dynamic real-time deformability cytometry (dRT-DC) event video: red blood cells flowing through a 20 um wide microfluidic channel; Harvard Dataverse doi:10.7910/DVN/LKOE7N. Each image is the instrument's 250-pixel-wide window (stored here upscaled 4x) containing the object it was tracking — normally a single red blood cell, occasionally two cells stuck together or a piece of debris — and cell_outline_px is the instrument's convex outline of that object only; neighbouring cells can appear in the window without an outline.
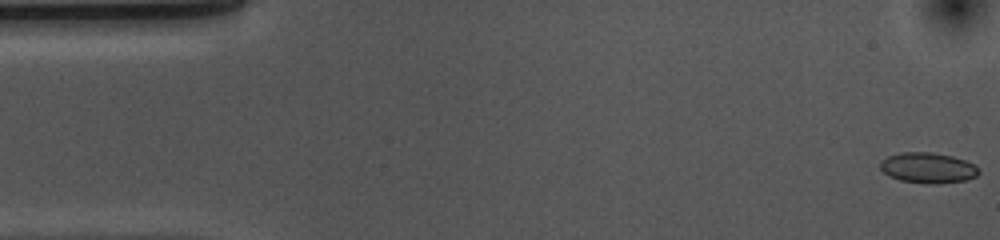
{"species": "common noctule bat (a hibernating species)", "species_latin": "Nyctalus noctula", "temperature_condition": "cold", "stored_images_in_passage": 54, "camera_frame_rate_fps": 3000, "um_per_image_px": 0.085, "animal": {"sex": "female", "body_mass_g": 10.0, "forearm_length_mm": 53.1}, "frame": {"image": 1, "passage_image": 1, "time_ms": 0.0, "image_size_px": [1000, 240], "cell_outline_px": [[980, 172], [976, 176], [968, 180], [936, 184], [928, 184], [900, 180], [888, 176], [880, 168], [880, 160], [888, 156], [900, 152], [932, 152], [952, 156], [964, 160], [980, 168]], "centroid_in_image_um": [78.87, 14.27], "position_along_channel_um": 6.1, "area_um2": 17.69}}
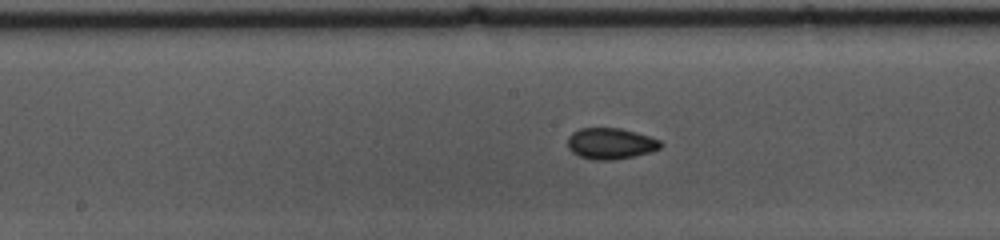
{"frame": {"image": 2, "passage_image": 26, "time_ms": 8.333, "image_size_px": [1000, 240], "cell_outline_px": [[664, 144], [660, 148], [648, 152], [632, 156], [612, 160], [592, 160], [580, 156], [572, 152], [568, 148], [568, 136], [572, 132], [580, 128], [620, 128], [636, 132], [660, 140]], "centroid_in_image_um": [51.88, 12.19], "position_along_channel_um": 196.3, "area_um2": 16.82}}
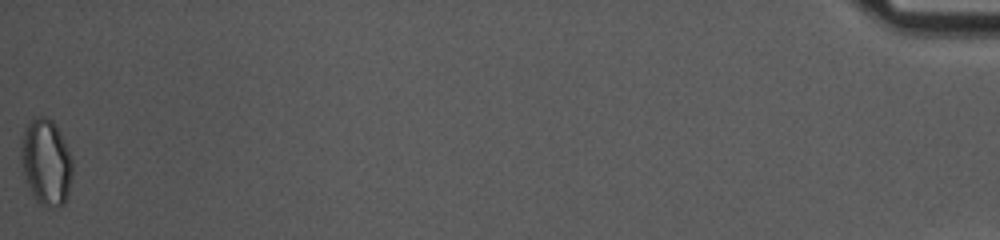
{"frame": {"image": 3, "passage_image": 54, "time_ms": 17.667, "image_size_px": [1000, 240], "cell_outline_px": [[72, 176], [68, 196], [64, 204], [52, 208], [48, 208], [40, 204], [36, 200], [24, 176], [20, 156], [20, 144], [24, 128], [28, 120], [36, 116], [44, 116], [52, 120], [72, 160]], "centroid_in_image_um": [3.89, 13.79], "position_along_channel_um": 431.3, "area_um2": 25.78}, "authors_computed_cell_mechanics": {"area_um2": 16.8776, "velocity_mm_per_s": 3.659, "shape_relaxation_time_tau1_ms": null, "shape_relaxation_time_tau2_ms": 3.0307, "deformation_change_tau1": null, "deformation_change_tau2": 0.042}}